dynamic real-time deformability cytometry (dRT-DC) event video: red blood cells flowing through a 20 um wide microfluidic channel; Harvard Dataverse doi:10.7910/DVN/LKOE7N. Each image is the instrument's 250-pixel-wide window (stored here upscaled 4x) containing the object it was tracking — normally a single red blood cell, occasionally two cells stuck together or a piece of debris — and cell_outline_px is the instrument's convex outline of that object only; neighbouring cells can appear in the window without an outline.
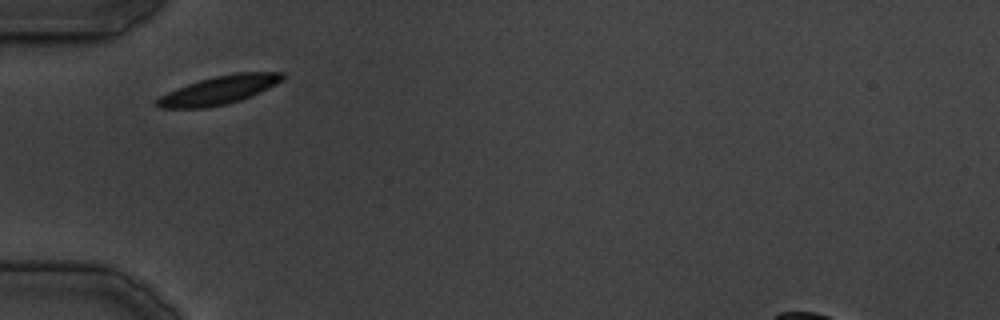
{"species": "common noctule bat (a hibernating species)", "species_latin": "Nyctalus noctula", "temperature_condition": "cold", "stored_images_in_passage": 24, "camera_frame_rate_fps": 3000, "um_per_image_px": 0.085, "animal": {"sex": "male", "body_mass_g": 19.5, "forearm_length_mm": 54.6}, "frame": {"image": 1, "passage_image": 1, "time_ms": 0.0, "image_size_px": [1000, 320], "cell_outline_px": [[284, 76], [276, 84], [260, 92], [240, 100], [208, 108], [160, 108], [156, 104], [156, 100], [160, 96], [168, 92], [188, 84], [200, 80], [216, 76], [236, 72], [284, 72]], "centroid_in_image_um": [18.61, 7.66], "position_along_channel_um": 66.4, "area_um2": 20.46}}